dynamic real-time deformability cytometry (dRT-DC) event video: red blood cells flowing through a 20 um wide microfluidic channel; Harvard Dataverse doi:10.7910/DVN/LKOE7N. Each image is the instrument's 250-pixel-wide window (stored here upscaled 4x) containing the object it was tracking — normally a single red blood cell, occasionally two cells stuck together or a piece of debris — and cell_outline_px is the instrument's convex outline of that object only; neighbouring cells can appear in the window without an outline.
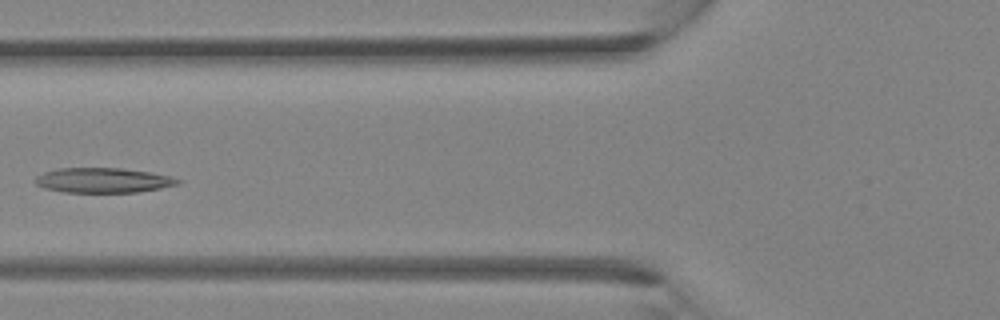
{"species": "Egyptian fruit bat (a non-hibernating species)", "species_latin": "Rousettus aegyptiacus", "temperature_condition": "room temperature", "stored_images_in_passage": 3, "camera_frame_rate_fps": 3000, "um_per_image_px": 0.085, "animal": {"sex": "female"}, "frame": {"image": 1, "passage_image": 3, "time_ms": 2.333, "image_size_px": [1000, 320], "cell_outline_px": [[184, 180], [180, 184], [160, 188], [136, 192], [64, 192], [44, 188], [36, 184], [32, 180], [36, 176], [44, 172], [56, 168], [120, 168], [152, 172], [172, 176]], "centroid_in_image_um": [8.78, 15.32], "position_along_channel_um": 117.0, "area_um2": 20.92}}